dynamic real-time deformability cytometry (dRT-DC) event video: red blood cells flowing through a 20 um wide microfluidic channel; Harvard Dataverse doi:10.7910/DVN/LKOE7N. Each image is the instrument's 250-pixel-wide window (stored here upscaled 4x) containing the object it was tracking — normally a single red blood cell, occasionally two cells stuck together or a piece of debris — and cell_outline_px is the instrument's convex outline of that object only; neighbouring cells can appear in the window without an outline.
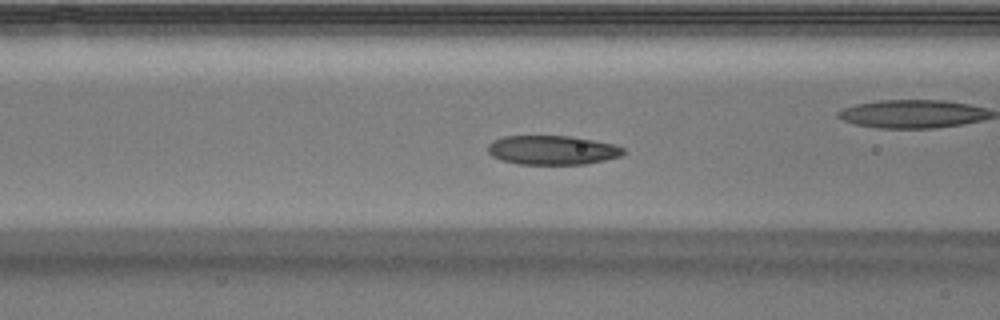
{"species": "Egyptian fruit bat (a non-hibernating species)", "species_latin": "Rousettus aegyptiacus", "temperature_condition": "warm", "stored_images_in_passage": 38, "camera_frame_rate_fps": 3000, "um_per_image_px": 0.085, "animal": {"sex": "male"}, "frame": {"image": 1, "passage_image": 6, "time_ms": 1.667, "image_size_px": [1000, 320], "cell_outline_px": [[624, 152], [620, 156], [604, 160], [584, 164], [516, 164], [500, 160], [492, 156], [488, 152], [488, 144], [492, 140], [504, 136], [568, 136], [616, 144], [624, 148]], "centroid_in_image_um": [46.91, 12.76], "position_along_channel_um": 119.7, "area_um2": 23.06}}
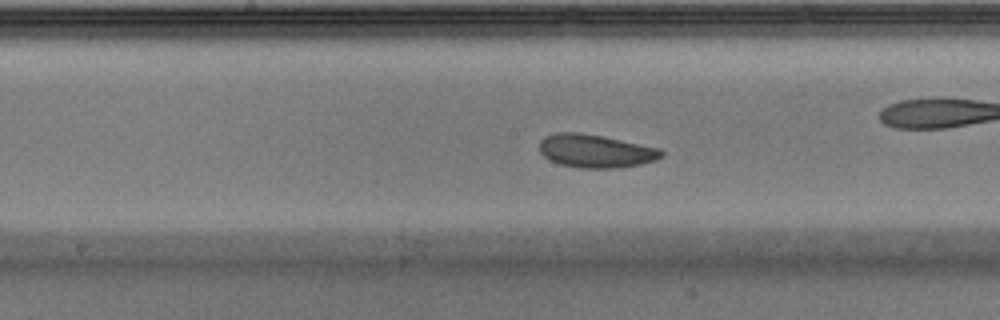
{"frame": {"image": 2, "passage_image": 12, "time_ms": 3.667, "image_size_px": [1000, 320], "cell_outline_px": [[664, 156], [656, 160], [640, 164], [616, 168], [580, 168], [560, 164], [548, 160], [540, 152], [540, 140], [544, 136], [556, 132], [580, 132], [660, 148], [664, 152]], "centroid_in_image_um": [50.61, 12.84], "position_along_channel_um": 197.6, "area_um2": 23.64}, "authors_computed_cell_mechanics": {"area_um2": 23.7847, "velocity_mm_per_s": 3.8934, "shape_relaxation_time_tau1_ms": 2.8693, "shape_relaxation_time_tau2_ms": 2.5399, "deformation_change_tau1": 0.1033, "deformation_change_tau2": 0.0885}}